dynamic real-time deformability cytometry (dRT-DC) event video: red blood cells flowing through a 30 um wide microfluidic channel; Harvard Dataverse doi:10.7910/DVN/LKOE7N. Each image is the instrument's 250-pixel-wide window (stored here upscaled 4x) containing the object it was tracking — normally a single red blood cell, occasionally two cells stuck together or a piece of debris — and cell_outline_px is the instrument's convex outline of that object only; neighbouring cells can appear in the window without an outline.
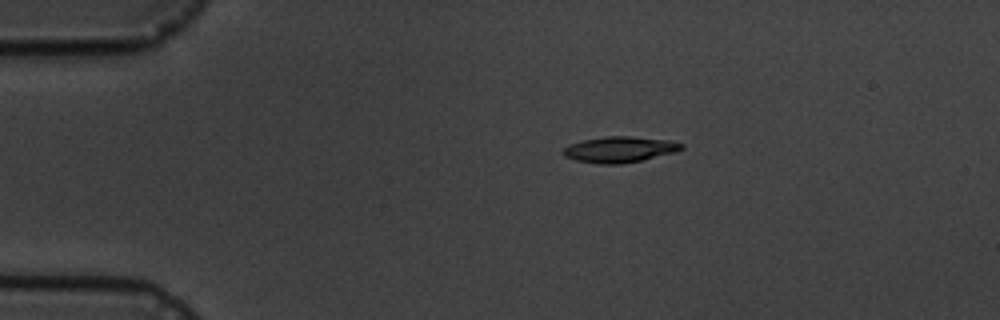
{"species": "common noctule bat (a hibernating species)", "species_latin": "Nyctalus noctula", "temperature_condition": "cold", "stored_images_in_passage": 7, "camera_frame_rate_fps": 3000, "um_per_image_px": 0.085, "animal": {"sex": "male", "body_mass_g": 19.5, "forearm_length_mm": 54.6}, "frame": {"image": 1, "passage_image": 1, "time_ms": 0.0, "image_size_px": [1000, 320], "cell_outline_px": [[684, 148], [676, 152], [640, 160], [620, 164], [600, 164], [576, 160], [564, 156], [560, 152], [568, 144], [580, 140], [604, 136], [628, 136], [672, 140], [684, 144]], "centroid_in_image_um": [52.64, 12.69], "position_along_channel_um": 32.4, "area_um2": 18.03}}
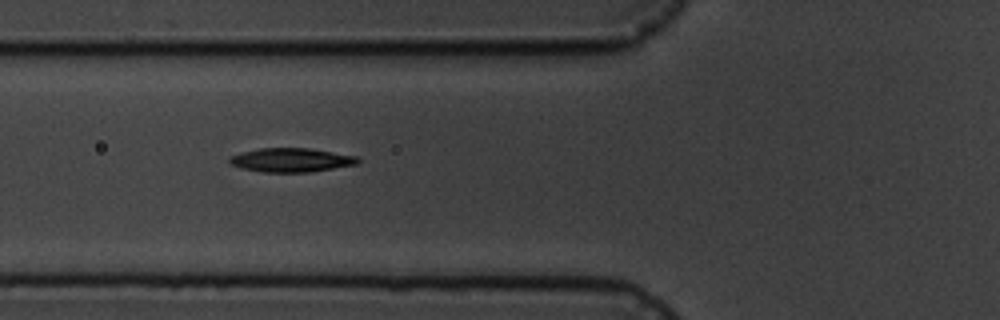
{"frame": {"image": 2, "passage_image": 4, "time_ms": 3.333, "image_size_px": [1000, 320], "cell_outline_px": [[360, 160], [356, 164], [308, 172], [264, 172], [240, 168], [228, 164], [228, 156], [260, 148], [308, 148], [356, 156]], "centroid_in_image_um": [24.67, 13.6], "position_along_channel_um": 101.1, "area_um2": 17.74}}
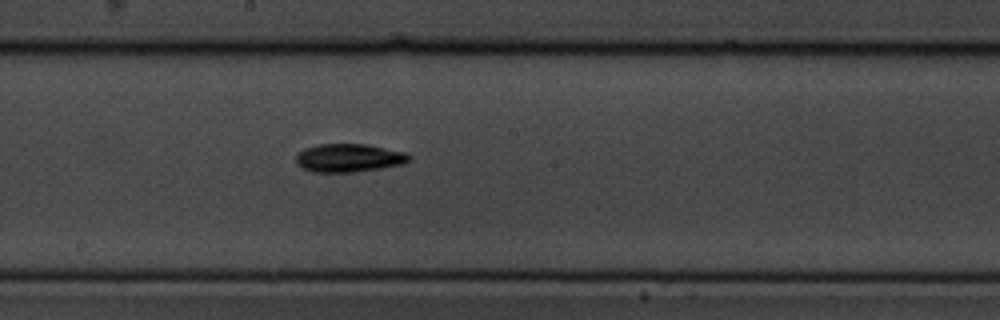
{"frame": {"image": 3, "passage_image": 7, "time_ms": 6.667, "image_size_px": [1000, 320], "cell_outline_px": [[412, 156], [404, 164], [380, 168], [352, 172], [312, 172], [296, 164], [296, 156], [304, 148], [320, 144], [364, 144], [404, 152]], "centroid_in_image_um": [29.63, 13.42], "position_along_channel_um": 218.6, "area_um2": 18.44}}